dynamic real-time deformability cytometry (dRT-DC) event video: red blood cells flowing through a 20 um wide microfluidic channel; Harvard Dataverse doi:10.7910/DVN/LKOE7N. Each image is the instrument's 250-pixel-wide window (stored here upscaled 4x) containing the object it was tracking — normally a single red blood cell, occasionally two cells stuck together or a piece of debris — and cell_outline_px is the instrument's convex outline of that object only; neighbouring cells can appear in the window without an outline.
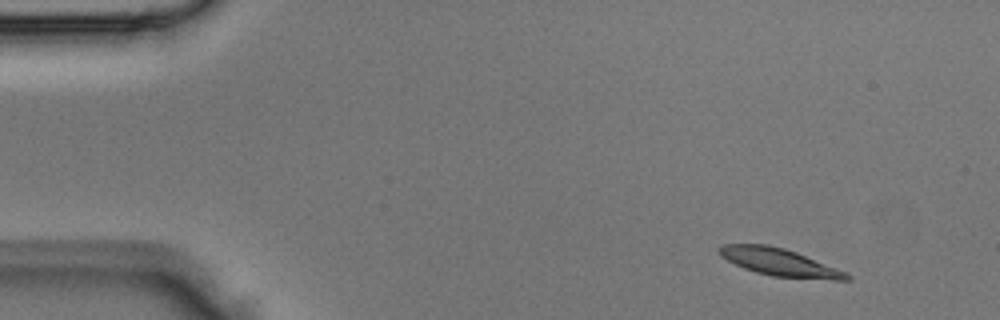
{"species": "Egyptian fruit bat (a non-hibernating species)", "species_latin": "Rousettus aegyptiacus", "temperature_condition": "room temperature", "stored_images_in_passage": 4, "camera_frame_rate_fps": 3000, "um_per_image_px": 0.085, "animal": {"sex": "male"}, "frame": {"image": 1, "passage_image": 1, "time_ms": 0.0, "image_size_px": [1000, 320], "cell_outline_px": [[852, 280], [832, 280], [772, 276], [756, 272], [744, 268], [720, 256], [716, 248], [724, 244], [764, 244], [784, 248], [796, 252], [836, 268], [852, 276]], "centroid_in_image_um": [66.24, 22.29], "position_along_channel_um": 18.8, "area_um2": 20.23}}